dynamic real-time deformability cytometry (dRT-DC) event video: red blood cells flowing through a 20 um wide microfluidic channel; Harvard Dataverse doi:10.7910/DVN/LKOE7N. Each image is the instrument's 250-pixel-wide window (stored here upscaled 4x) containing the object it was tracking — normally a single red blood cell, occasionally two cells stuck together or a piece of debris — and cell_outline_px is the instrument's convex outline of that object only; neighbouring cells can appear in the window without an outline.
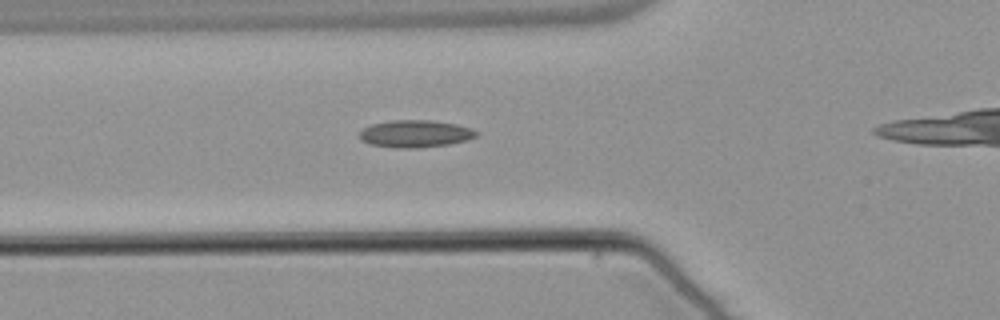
{"species": "common noctule bat (a hibernating species)", "species_latin": "Nyctalus noctula", "temperature_condition": "warm", "stored_images_in_passage": 16, "camera_frame_rate_fps": 3000, "um_per_image_px": 0.085, "animal": {"sex": "male", "body_mass_g": 21.5, "forearm_length_mm": 52.0}, "frame": {"image": 1, "passage_image": 3, "time_ms": 0.667, "image_size_px": [1000, 320], "cell_outline_px": [[480, 132], [476, 136], [468, 140], [448, 144], [420, 148], [396, 148], [368, 144], [360, 140], [360, 132], [364, 128], [372, 124], [392, 120], [432, 120], [456, 124], [472, 128]], "centroid_in_image_um": [35.32, 11.37], "position_along_channel_um": 90.5, "area_um2": 18.73}}
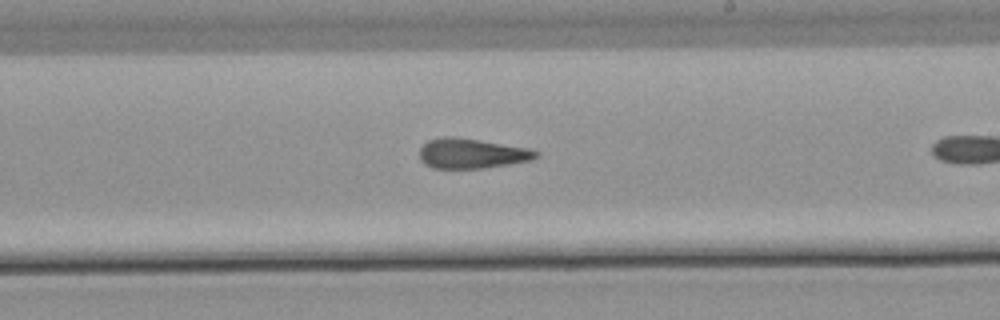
{"frame": {"image": 2, "passage_image": 12, "time_ms": 3.667, "image_size_px": [1000, 320], "cell_outline_px": [[540, 156], [532, 160], [484, 168], [432, 168], [424, 164], [420, 160], [420, 148], [428, 140], [444, 136], [456, 136], [528, 148], [540, 152]], "centroid_in_image_um": [40.09, 13.04], "position_along_channel_um": 248.9, "area_um2": 20.46}}